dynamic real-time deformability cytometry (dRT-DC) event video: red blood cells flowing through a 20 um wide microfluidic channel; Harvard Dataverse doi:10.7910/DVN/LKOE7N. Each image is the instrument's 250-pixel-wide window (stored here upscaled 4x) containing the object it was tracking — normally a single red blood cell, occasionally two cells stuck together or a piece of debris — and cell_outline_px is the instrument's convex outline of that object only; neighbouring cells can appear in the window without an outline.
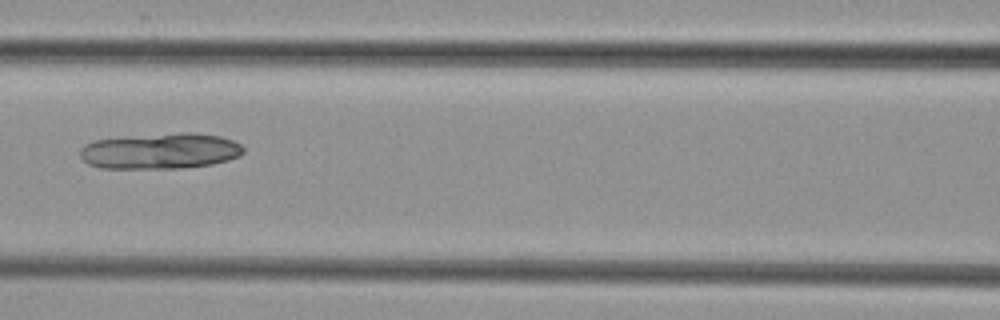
{"species": "common noctule bat (a hibernating species)", "species_latin": "Nyctalus noctula", "temperature_condition": "cold", "stored_images_in_passage": 7, "camera_frame_rate_fps": 3000, "um_per_image_px": 0.085, "animal": {"sex": "female", "body_mass_g": 29.2, "forearm_length_mm": 56.3}, "frame": {"image": 1, "passage_image": 7, "time_ms": 7.667, "image_size_px": [1000, 320], "cell_outline_px": [[244, 152], [240, 156], [228, 160], [212, 164], [180, 168], [100, 168], [88, 164], [80, 156], [80, 148], [84, 144], [92, 140], [128, 136], [180, 132], [188, 132], [220, 136], [232, 140], [240, 144], [244, 148]], "centroid_in_image_um": [13.61, 12.83], "position_along_channel_um": 153.0, "area_um2": 34.33}}